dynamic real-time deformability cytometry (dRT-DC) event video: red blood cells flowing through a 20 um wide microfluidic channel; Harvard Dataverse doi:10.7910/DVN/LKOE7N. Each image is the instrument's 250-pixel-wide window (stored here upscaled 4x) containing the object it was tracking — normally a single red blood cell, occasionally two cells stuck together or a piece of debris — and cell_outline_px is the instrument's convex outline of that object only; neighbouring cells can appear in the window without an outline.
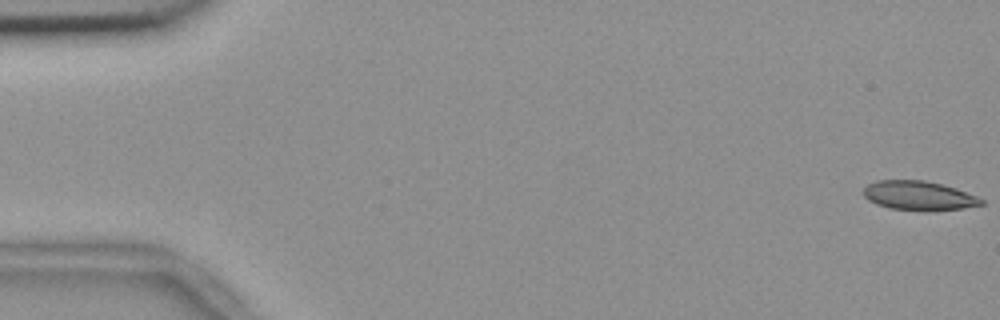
{"species": "common noctule bat (a hibernating species)", "species_latin": "Nyctalus noctula", "temperature_condition": "room temperature", "stored_images_in_passage": 56, "camera_frame_rate_fps": 3000, "um_per_image_px": 0.085, "animal": {"sex": "female", "body_mass_g": 18.4}, "frame": {"image": 1, "passage_image": 1, "time_ms": 0.0, "image_size_px": [1000, 320], "cell_outline_px": [[984, 204], [964, 208], [924, 212], [888, 208], [876, 204], [868, 200], [864, 196], [864, 188], [868, 184], [876, 180], [924, 180], [956, 188], [976, 196], [984, 200]], "centroid_in_image_um": [78.09, 16.65], "position_along_channel_um": 6.9, "area_um2": 20.29}}
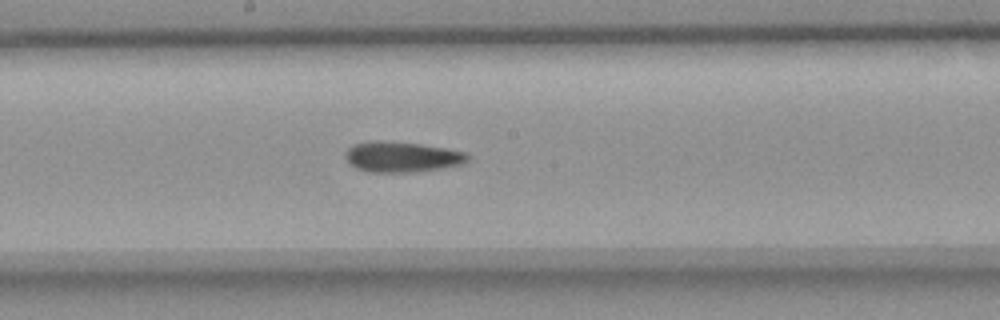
{"frame": {"image": 2, "passage_image": 30, "time_ms": 9.667, "image_size_px": [1000, 320], "cell_outline_px": [[468, 160], [464, 164], [440, 168], [412, 172], [368, 172], [356, 168], [344, 156], [344, 152], [352, 144], [372, 140], [380, 140], [420, 144], [468, 152]], "centroid_in_image_um": [34.14, 13.32], "position_along_channel_um": 214.1, "area_um2": 21.79}}
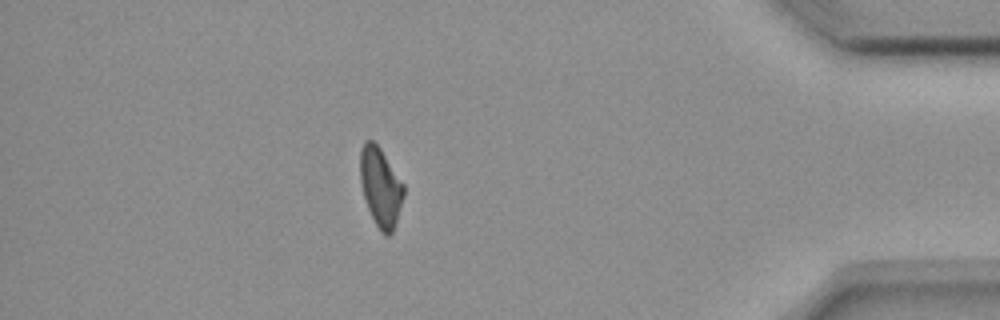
{"frame": {"image": 3, "passage_image": 49, "time_ms": 16.0, "image_size_px": [1000, 320], "cell_outline_px": [[404, 196], [396, 224], [392, 232], [388, 236], [384, 236], [380, 232], [368, 208], [364, 196], [360, 180], [360, 148], [364, 140], [372, 140], [380, 148], [404, 184]], "centroid_in_image_um": [32.35, 15.9], "position_along_channel_um": 402.9, "area_um2": 20.06}, "authors_computed_cell_mechanics": {"area_um2": 20.9814, "velocity_mm_per_s": 3.6729, "shape_relaxation_time_tau1_ms": null, "shape_relaxation_time_tau2_ms": 5.7344, "deformation_change_tau1": null, "deformation_change_tau2": 0.1413}}